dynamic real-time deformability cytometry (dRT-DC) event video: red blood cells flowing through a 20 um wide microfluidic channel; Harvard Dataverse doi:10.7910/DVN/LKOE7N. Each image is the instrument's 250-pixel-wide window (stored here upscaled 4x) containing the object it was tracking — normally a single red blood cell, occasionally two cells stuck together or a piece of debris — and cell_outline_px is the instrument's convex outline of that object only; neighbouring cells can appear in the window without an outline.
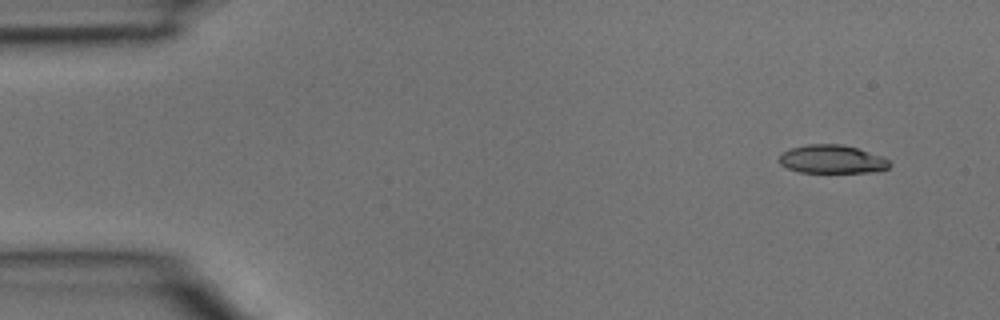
{"species": "common noctule bat (a hibernating species)", "species_latin": "Nyctalus noctula", "temperature_condition": "room temperature", "stored_images_in_passage": 3, "camera_frame_rate_fps": 3000, "um_per_image_px": 0.085, "animal": {"sex": "male", "body_mass_g": 15.6}, "frame": {"image": 1, "passage_image": 1, "time_ms": 0.0, "image_size_px": [1000, 320], "cell_outline_px": [[892, 164], [888, 168], [872, 172], [800, 172], [788, 168], [780, 164], [780, 152], [792, 148], [808, 144], [840, 144], [856, 148], [884, 156]], "centroid_in_image_um": [70.73, 13.53], "position_along_channel_um": 14.3, "area_um2": 18.21}}
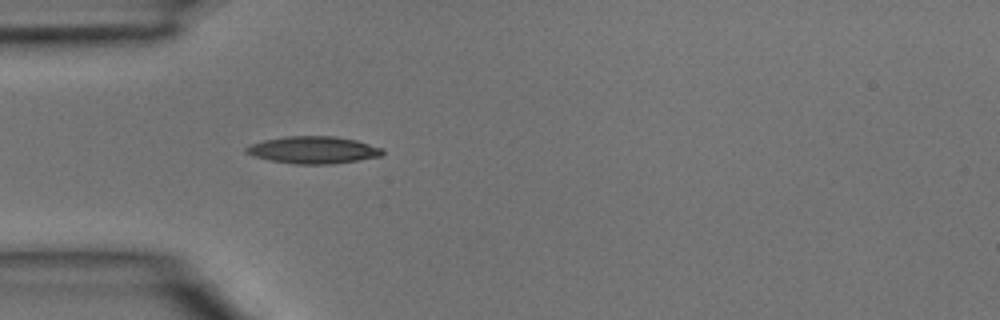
{"frame": {"image": 2, "passage_image": 3, "time_ms": 0.667, "image_size_px": [1000, 320], "cell_outline_px": [[384, 152], [380, 156], [332, 164], [296, 164], [272, 160], [256, 156], [244, 152], [244, 148], [252, 144], [264, 140], [288, 136], [336, 136], [356, 140], [380, 148]], "centroid_in_image_um": [26.61, 12.74], "position_along_channel_um": 58.4, "area_um2": 21.21}}